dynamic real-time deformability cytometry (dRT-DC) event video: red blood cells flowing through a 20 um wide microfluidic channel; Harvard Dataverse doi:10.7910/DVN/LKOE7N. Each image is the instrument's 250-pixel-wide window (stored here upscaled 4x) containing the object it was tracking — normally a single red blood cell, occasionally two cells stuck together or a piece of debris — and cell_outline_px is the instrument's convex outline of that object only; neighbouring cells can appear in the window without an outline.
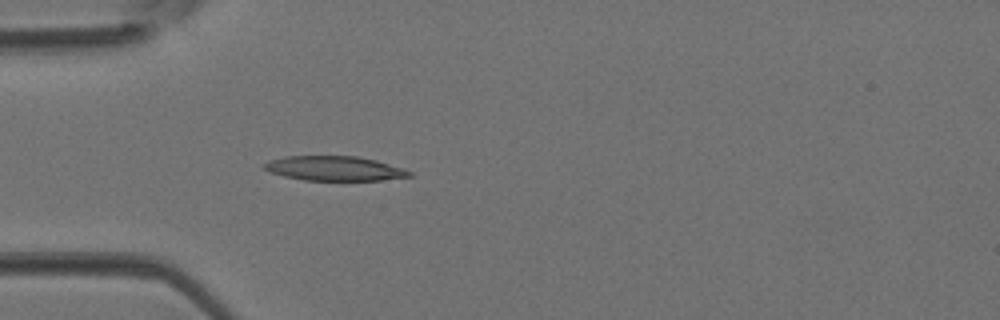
{"species": "Egyptian fruit bat (a non-hibernating species)", "species_latin": "Rousettus aegyptiacus", "temperature_condition": "room temperature", "stored_images_in_passage": 4, "camera_frame_rate_fps": 3000, "um_per_image_px": 0.085, "animal": {"sex": "female"}, "frame": {"image": 1, "passage_image": 4, "time_ms": 1.0, "image_size_px": [1000, 320], "cell_outline_px": [[412, 176], [380, 180], [304, 180], [284, 176], [272, 172], [264, 168], [260, 164], [268, 160], [284, 156], [356, 156], [376, 160], [404, 168], [412, 172]], "centroid_in_image_um": [28.41, 14.31], "position_along_channel_um": 56.6, "area_um2": 20.81}}